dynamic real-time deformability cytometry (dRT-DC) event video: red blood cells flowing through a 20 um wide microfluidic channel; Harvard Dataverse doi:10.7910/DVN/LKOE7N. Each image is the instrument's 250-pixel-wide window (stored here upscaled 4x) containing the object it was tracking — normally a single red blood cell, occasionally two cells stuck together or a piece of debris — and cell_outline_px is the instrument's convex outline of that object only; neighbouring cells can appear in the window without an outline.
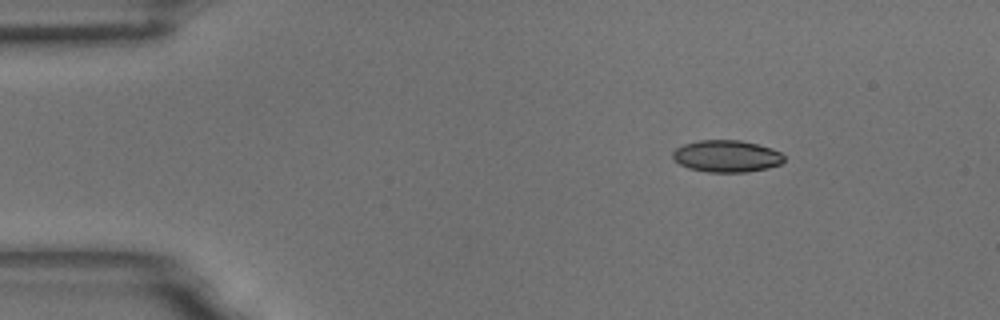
{"species": "common noctule bat (a hibernating species)", "species_latin": "Nyctalus noctula", "temperature_condition": "room temperature", "stored_images_in_passage": 3, "camera_frame_rate_fps": 3000, "um_per_image_px": 0.085, "animal": {"sex": "male", "body_mass_g": 18.8}, "frame": {"image": 1, "passage_image": 1, "time_ms": 0.0, "image_size_px": [1000, 320], "cell_outline_px": [[784, 160], [780, 164], [768, 168], [748, 172], [708, 172], [688, 168], [680, 164], [672, 156], [672, 152], [676, 148], [684, 144], [700, 140], [740, 140], [772, 148], [780, 152], [784, 156]], "centroid_in_image_um": [61.77, 13.28], "position_along_channel_um": 23.2, "area_um2": 20.69}}